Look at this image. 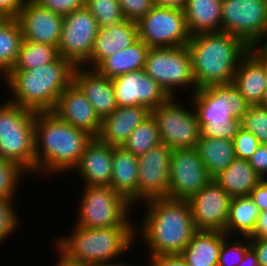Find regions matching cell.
I'll return each mask as SVG.
<instances>
[{
	"label": "cell",
	"mask_w": 267,
	"mask_h": 266,
	"mask_svg": "<svg viewBox=\"0 0 267 266\" xmlns=\"http://www.w3.org/2000/svg\"><path fill=\"white\" fill-rule=\"evenodd\" d=\"M142 203L146 209L136 237L147 246L148 258L181 254L197 231L189 202L162 197Z\"/></svg>",
	"instance_id": "obj_1"
},
{
	"label": "cell",
	"mask_w": 267,
	"mask_h": 266,
	"mask_svg": "<svg viewBox=\"0 0 267 266\" xmlns=\"http://www.w3.org/2000/svg\"><path fill=\"white\" fill-rule=\"evenodd\" d=\"M93 138L87 131L66 123L52 111L36 112L35 174L50 176L72 171Z\"/></svg>",
	"instance_id": "obj_2"
},
{
	"label": "cell",
	"mask_w": 267,
	"mask_h": 266,
	"mask_svg": "<svg viewBox=\"0 0 267 266\" xmlns=\"http://www.w3.org/2000/svg\"><path fill=\"white\" fill-rule=\"evenodd\" d=\"M75 67L59 55L31 70H10L2 78L10 90L7 100L34 112L53 111L60 94L73 82Z\"/></svg>",
	"instance_id": "obj_3"
},
{
	"label": "cell",
	"mask_w": 267,
	"mask_h": 266,
	"mask_svg": "<svg viewBox=\"0 0 267 266\" xmlns=\"http://www.w3.org/2000/svg\"><path fill=\"white\" fill-rule=\"evenodd\" d=\"M186 46L197 88L232 83L240 60L251 49L240 38L223 31L194 34Z\"/></svg>",
	"instance_id": "obj_4"
},
{
	"label": "cell",
	"mask_w": 267,
	"mask_h": 266,
	"mask_svg": "<svg viewBox=\"0 0 267 266\" xmlns=\"http://www.w3.org/2000/svg\"><path fill=\"white\" fill-rule=\"evenodd\" d=\"M201 136L233 140L251 106L232 84H213L190 93Z\"/></svg>",
	"instance_id": "obj_5"
},
{
	"label": "cell",
	"mask_w": 267,
	"mask_h": 266,
	"mask_svg": "<svg viewBox=\"0 0 267 266\" xmlns=\"http://www.w3.org/2000/svg\"><path fill=\"white\" fill-rule=\"evenodd\" d=\"M136 227L86 228L75 225L69 236L59 237L54 244L56 251L68 260L95 265L117 260L129 251L138 238Z\"/></svg>",
	"instance_id": "obj_6"
},
{
	"label": "cell",
	"mask_w": 267,
	"mask_h": 266,
	"mask_svg": "<svg viewBox=\"0 0 267 266\" xmlns=\"http://www.w3.org/2000/svg\"><path fill=\"white\" fill-rule=\"evenodd\" d=\"M36 112L9 102L0 104V156L35 174L34 120Z\"/></svg>",
	"instance_id": "obj_7"
},
{
	"label": "cell",
	"mask_w": 267,
	"mask_h": 266,
	"mask_svg": "<svg viewBox=\"0 0 267 266\" xmlns=\"http://www.w3.org/2000/svg\"><path fill=\"white\" fill-rule=\"evenodd\" d=\"M83 186L75 225L86 228L137 226L129 219L134 206L123 195L110 186Z\"/></svg>",
	"instance_id": "obj_8"
},
{
	"label": "cell",
	"mask_w": 267,
	"mask_h": 266,
	"mask_svg": "<svg viewBox=\"0 0 267 266\" xmlns=\"http://www.w3.org/2000/svg\"><path fill=\"white\" fill-rule=\"evenodd\" d=\"M144 70L170 97H179L180 89L190 88L193 93L198 89L187 46L149 48Z\"/></svg>",
	"instance_id": "obj_9"
},
{
	"label": "cell",
	"mask_w": 267,
	"mask_h": 266,
	"mask_svg": "<svg viewBox=\"0 0 267 266\" xmlns=\"http://www.w3.org/2000/svg\"><path fill=\"white\" fill-rule=\"evenodd\" d=\"M221 31L260 48L267 40V0H223Z\"/></svg>",
	"instance_id": "obj_10"
},
{
	"label": "cell",
	"mask_w": 267,
	"mask_h": 266,
	"mask_svg": "<svg viewBox=\"0 0 267 266\" xmlns=\"http://www.w3.org/2000/svg\"><path fill=\"white\" fill-rule=\"evenodd\" d=\"M177 100L179 98L170 97L151 111L157 121L161 143L172 150L196 148L201 136L197 115L191 108L192 103L187 108L184 102Z\"/></svg>",
	"instance_id": "obj_11"
},
{
	"label": "cell",
	"mask_w": 267,
	"mask_h": 266,
	"mask_svg": "<svg viewBox=\"0 0 267 266\" xmlns=\"http://www.w3.org/2000/svg\"><path fill=\"white\" fill-rule=\"evenodd\" d=\"M138 38L150 48L186 46L191 35L184 10L155 5L137 22Z\"/></svg>",
	"instance_id": "obj_12"
},
{
	"label": "cell",
	"mask_w": 267,
	"mask_h": 266,
	"mask_svg": "<svg viewBox=\"0 0 267 266\" xmlns=\"http://www.w3.org/2000/svg\"><path fill=\"white\" fill-rule=\"evenodd\" d=\"M99 26L95 17L85 7L64 16L58 53L75 66H82L90 57Z\"/></svg>",
	"instance_id": "obj_13"
},
{
	"label": "cell",
	"mask_w": 267,
	"mask_h": 266,
	"mask_svg": "<svg viewBox=\"0 0 267 266\" xmlns=\"http://www.w3.org/2000/svg\"><path fill=\"white\" fill-rule=\"evenodd\" d=\"M212 179L196 148L172 151L168 198L188 200Z\"/></svg>",
	"instance_id": "obj_14"
},
{
	"label": "cell",
	"mask_w": 267,
	"mask_h": 266,
	"mask_svg": "<svg viewBox=\"0 0 267 266\" xmlns=\"http://www.w3.org/2000/svg\"><path fill=\"white\" fill-rule=\"evenodd\" d=\"M172 149L160 143L137 157V205L153 198L168 197Z\"/></svg>",
	"instance_id": "obj_15"
},
{
	"label": "cell",
	"mask_w": 267,
	"mask_h": 266,
	"mask_svg": "<svg viewBox=\"0 0 267 266\" xmlns=\"http://www.w3.org/2000/svg\"><path fill=\"white\" fill-rule=\"evenodd\" d=\"M111 81L120 107L143 105L152 111L170 98L144 69L119 75Z\"/></svg>",
	"instance_id": "obj_16"
},
{
	"label": "cell",
	"mask_w": 267,
	"mask_h": 266,
	"mask_svg": "<svg viewBox=\"0 0 267 266\" xmlns=\"http://www.w3.org/2000/svg\"><path fill=\"white\" fill-rule=\"evenodd\" d=\"M232 197L213 179L187 201L197 230L224 232Z\"/></svg>",
	"instance_id": "obj_17"
},
{
	"label": "cell",
	"mask_w": 267,
	"mask_h": 266,
	"mask_svg": "<svg viewBox=\"0 0 267 266\" xmlns=\"http://www.w3.org/2000/svg\"><path fill=\"white\" fill-rule=\"evenodd\" d=\"M23 40L40 42L58 47L64 16L41 7L34 0H25L17 17Z\"/></svg>",
	"instance_id": "obj_18"
},
{
	"label": "cell",
	"mask_w": 267,
	"mask_h": 266,
	"mask_svg": "<svg viewBox=\"0 0 267 266\" xmlns=\"http://www.w3.org/2000/svg\"><path fill=\"white\" fill-rule=\"evenodd\" d=\"M52 112L66 123L87 131L93 137L99 134L101 119L74 82L60 94Z\"/></svg>",
	"instance_id": "obj_19"
},
{
	"label": "cell",
	"mask_w": 267,
	"mask_h": 266,
	"mask_svg": "<svg viewBox=\"0 0 267 266\" xmlns=\"http://www.w3.org/2000/svg\"><path fill=\"white\" fill-rule=\"evenodd\" d=\"M232 84L250 105H263L266 76L265 52L251 48L240 60Z\"/></svg>",
	"instance_id": "obj_20"
},
{
	"label": "cell",
	"mask_w": 267,
	"mask_h": 266,
	"mask_svg": "<svg viewBox=\"0 0 267 266\" xmlns=\"http://www.w3.org/2000/svg\"><path fill=\"white\" fill-rule=\"evenodd\" d=\"M114 146L94 137L86 146L78 164L72 169L87 186H109L112 176Z\"/></svg>",
	"instance_id": "obj_21"
},
{
	"label": "cell",
	"mask_w": 267,
	"mask_h": 266,
	"mask_svg": "<svg viewBox=\"0 0 267 266\" xmlns=\"http://www.w3.org/2000/svg\"><path fill=\"white\" fill-rule=\"evenodd\" d=\"M73 82L84 93L101 120L118 107L111 79L100 75L95 69L76 66Z\"/></svg>",
	"instance_id": "obj_22"
},
{
	"label": "cell",
	"mask_w": 267,
	"mask_h": 266,
	"mask_svg": "<svg viewBox=\"0 0 267 266\" xmlns=\"http://www.w3.org/2000/svg\"><path fill=\"white\" fill-rule=\"evenodd\" d=\"M137 39V22L124 20L107 28H99L91 55L82 67L95 69L106 57L129 47Z\"/></svg>",
	"instance_id": "obj_23"
},
{
	"label": "cell",
	"mask_w": 267,
	"mask_h": 266,
	"mask_svg": "<svg viewBox=\"0 0 267 266\" xmlns=\"http://www.w3.org/2000/svg\"><path fill=\"white\" fill-rule=\"evenodd\" d=\"M151 110L146 106H118L111 115L101 120L97 138L108 145L122 146L135 128L149 115Z\"/></svg>",
	"instance_id": "obj_24"
},
{
	"label": "cell",
	"mask_w": 267,
	"mask_h": 266,
	"mask_svg": "<svg viewBox=\"0 0 267 266\" xmlns=\"http://www.w3.org/2000/svg\"><path fill=\"white\" fill-rule=\"evenodd\" d=\"M137 170V157L122 146H114L112 176L109 186L123 195L133 206L137 205Z\"/></svg>",
	"instance_id": "obj_25"
},
{
	"label": "cell",
	"mask_w": 267,
	"mask_h": 266,
	"mask_svg": "<svg viewBox=\"0 0 267 266\" xmlns=\"http://www.w3.org/2000/svg\"><path fill=\"white\" fill-rule=\"evenodd\" d=\"M227 237L224 232L197 230L180 255L187 266H218L219 252Z\"/></svg>",
	"instance_id": "obj_26"
},
{
	"label": "cell",
	"mask_w": 267,
	"mask_h": 266,
	"mask_svg": "<svg viewBox=\"0 0 267 266\" xmlns=\"http://www.w3.org/2000/svg\"><path fill=\"white\" fill-rule=\"evenodd\" d=\"M223 0H187L184 7L186 26L192 36L198 33L219 32Z\"/></svg>",
	"instance_id": "obj_27"
},
{
	"label": "cell",
	"mask_w": 267,
	"mask_h": 266,
	"mask_svg": "<svg viewBox=\"0 0 267 266\" xmlns=\"http://www.w3.org/2000/svg\"><path fill=\"white\" fill-rule=\"evenodd\" d=\"M149 46L138 38L129 47L106 57L95 70L109 79L144 69Z\"/></svg>",
	"instance_id": "obj_28"
},
{
	"label": "cell",
	"mask_w": 267,
	"mask_h": 266,
	"mask_svg": "<svg viewBox=\"0 0 267 266\" xmlns=\"http://www.w3.org/2000/svg\"><path fill=\"white\" fill-rule=\"evenodd\" d=\"M213 180L231 197L248 196L252 189L262 180L250 166L248 160L235 158Z\"/></svg>",
	"instance_id": "obj_29"
},
{
	"label": "cell",
	"mask_w": 267,
	"mask_h": 266,
	"mask_svg": "<svg viewBox=\"0 0 267 266\" xmlns=\"http://www.w3.org/2000/svg\"><path fill=\"white\" fill-rule=\"evenodd\" d=\"M260 212V207L250 195L232 197L224 233L230 238L232 234L250 238L254 234Z\"/></svg>",
	"instance_id": "obj_30"
},
{
	"label": "cell",
	"mask_w": 267,
	"mask_h": 266,
	"mask_svg": "<svg viewBox=\"0 0 267 266\" xmlns=\"http://www.w3.org/2000/svg\"><path fill=\"white\" fill-rule=\"evenodd\" d=\"M196 149L212 178L225 170L236 158L234 143L231 139L200 137Z\"/></svg>",
	"instance_id": "obj_31"
},
{
	"label": "cell",
	"mask_w": 267,
	"mask_h": 266,
	"mask_svg": "<svg viewBox=\"0 0 267 266\" xmlns=\"http://www.w3.org/2000/svg\"><path fill=\"white\" fill-rule=\"evenodd\" d=\"M23 34L17 18H5L0 23V78L12 69L21 44Z\"/></svg>",
	"instance_id": "obj_32"
},
{
	"label": "cell",
	"mask_w": 267,
	"mask_h": 266,
	"mask_svg": "<svg viewBox=\"0 0 267 266\" xmlns=\"http://www.w3.org/2000/svg\"><path fill=\"white\" fill-rule=\"evenodd\" d=\"M58 56L56 46L23 40L11 70H31L53 62Z\"/></svg>",
	"instance_id": "obj_33"
},
{
	"label": "cell",
	"mask_w": 267,
	"mask_h": 266,
	"mask_svg": "<svg viewBox=\"0 0 267 266\" xmlns=\"http://www.w3.org/2000/svg\"><path fill=\"white\" fill-rule=\"evenodd\" d=\"M161 143L157 121L152 113L129 135L122 145L127 151L138 157Z\"/></svg>",
	"instance_id": "obj_34"
},
{
	"label": "cell",
	"mask_w": 267,
	"mask_h": 266,
	"mask_svg": "<svg viewBox=\"0 0 267 266\" xmlns=\"http://www.w3.org/2000/svg\"><path fill=\"white\" fill-rule=\"evenodd\" d=\"M98 22L107 28L125 20L118 0H85L84 5Z\"/></svg>",
	"instance_id": "obj_35"
},
{
	"label": "cell",
	"mask_w": 267,
	"mask_h": 266,
	"mask_svg": "<svg viewBox=\"0 0 267 266\" xmlns=\"http://www.w3.org/2000/svg\"><path fill=\"white\" fill-rule=\"evenodd\" d=\"M25 173L29 175V172L18 163L0 156V197L15 198L20 180L23 178L21 176L26 175Z\"/></svg>",
	"instance_id": "obj_36"
},
{
	"label": "cell",
	"mask_w": 267,
	"mask_h": 266,
	"mask_svg": "<svg viewBox=\"0 0 267 266\" xmlns=\"http://www.w3.org/2000/svg\"><path fill=\"white\" fill-rule=\"evenodd\" d=\"M241 127L250 131L260 144H267V106L251 105L241 119Z\"/></svg>",
	"instance_id": "obj_37"
},
{
	"label": "cell",
	"mask_w": 267,
	"mask_h": 266,
	"mask_svg": "<svg viewBox=\"0 0 267 266\" xmlns=\"http://www.w3.org/2000/svg\"><path fill=\"white\" fill-rule=\"evenodd\" d=\"M233 238L235 239L233 241L231 239L232 243L228 237L223 241L219 252L218 266H238L243 259L245 251L250 247L248 237H243V239H240L241 237Z\"/></svg>",
	"instance_id": "obj_38"
},
{
	"label": "cell",
	"mask_w": 267,
	"mask_h": 266,
	"mask_svg": "<svg viewBox=\"0 0 267 266\" xmlns=\"http://www.w3.org/2000/svg\"><path fill=\"white\" fill-rule=\"evenodd\" d=\"M14 200V198L0 197V243L6 241L9 235L20 228L19 215L13 204Z\"/></svg>",
	"instance_id": "obj_39"
},
{
	"label": "cell",
	"mask_w": 267,
	"mask_h": 266,
	"mask_svg": "<svg viewBox=\"0 0 267 266\" xmlns=\"http://www.w3.org/2000/svg\"><path fill=\"white\" fill-rule=\"evenodd\" d=\"M233 143L236 158L243 160H249L260 145L259 140L243 127L234 136Z\"/></svg>",
	"instance_id": "obj_40"
},
{
	"label": "cell",
	"mask_w": 267,
	"mask_h": 266,
	"mask_svg": "<svg viewBox=\"0 0 267 266\" xmlns=\"http://www.w3.org/2000/svg\"><path fill=\"white\" fill-rule=\"evenodd\" d=\"M125 20L138 22L154 6V0H118Z\"/></svg>",
	"instance_id": "obj_41"
},
{
	"label": "cell",
	"mask_w": 267,
	"mask_h": 266,
	"mask_svg": "<svg viewBox=\"0 0 267 266\" xmlns=\"http://www.w3.org/2000/svg\"><path fill=\"white\" fill-rule=\"evenodd\" d=\"M41 7L60 15H68L85 5V0H34Z\"/></svg>",
	"instance_id": "obj_42"
},
{
	"label": "cell",
	"mask_w": 267,
	"mask_h": 266,
	"mask_svg": "<svg viewBox=\"0 0 267 266\" xmlns=\"http://www.w3.org/2000/svg\"><path fill=\"white\" fill-rule=\"evenodd\" d=\"M248 163L263 179L267 174V144H260Z\"/></svg>",
	"instance_id": "obj_43"
},
{
	"label": "cell",
	"mask_w": 267,
	"mask_h": 266,
	"mask_svg": "<svg viewBox=\"0 0 267 266\" xmlns=\"http://www.w3.org/2000/svg\"><path fill=\"white\" fill-rule=\"evenodd\" d=\"M148 263V266H187L180 254L153 256L149 258Z\"/></svg>",
	"instance_id": "obj_44"
},
{
	"label": "cell",
	"mask_w": 267,
	"mask_h": 266,
	"mask_svg": "<svg viewBox=\"0 0 267 266\" xmlns=\"http://www.w3.org/2000/svg\"><path fill=\"white\" fill-rule=\"evenodd\" d=\"M25 0H0V15L4 18H17Z\"/></svg>",
	"instance_id": "obj_45"
},
{
	"label": "cell",
	"mask_w": 267,
	"mask_h": 266,
	"mask_svg": "<svg viewBox=\"0 0 267 266\" xmlns=\"http://www.w3.org/2000/svg\"><path fill=\"white\" fill-rule=\"evenodd\" d=\"M249 243L256 252L259 266H267V239L262 237H250Z\"/></svg>",
	"instance_id": "obj_46"
},
{
	"label": "cell",
	"mask_w": 267,
	"mask_h": 266,
	"mask_svg": "<svg viewBox=\"0 0 267 266\" xmlns=\"http://www.w3.org/2000/svg\"><path fill=\"white\" fill-rule=\"evenodd\" d=\"M250 196L261 212L267 210V183L263 179L252 189Z\"/></svg>",
	"instance_id": "obj_47"
},
{
	"label": "cell",
	"mask_w": 267,
	"mask_h": 266,
	"mask_svg": "<svg viewBox=\"0 0 267 266\" xmlns=\"http://www.w3.org/2000/svg\"><path fill=\"white\" fill-rule=\"evenodd\" d=\"M251 237L267 239V210L260 212L254 234Z\"/></svg>",
	"instance_id": "obj_48"
},
{
	"label": "cell",
	"mask_w": 267,
	"mask_h": 266,
	"mask_svg": "<svg viewBox=\"0 0 267 266\" xmlns=\"http://www.w3.org/2000/svg\"><path fill=\"white\" fill-rule=\"evenodd\" d=\"M238 266H259L256 252L251 246L245 251L243 259Z\"/></svg>",
	"instance_id": "obj_49"
},
{
	"label": "cell",
	"mask_w": 267,
	"mask_h": 266,
	"mask_svg": "<svg viewBox=\"0 0 267 266\" xmlns=\"http://www.w3.org/2000/svg\"><path fill=\"white\" fill-rule=\"evenodd\" d=\"M187 0H154L155 5L184 9Z\"/></svg>",
	"instance_id": "obj_50"
},
{
	"label": "cell",
	"mask_w": 267,
	"mask_h": 266,
	"mask_svg": "<svg viewBox=\"0 0 267 266\" xmlns=\"http://www.w3.org/2000/svg\"><path fill=\"white\" fill-rule=\"evenodd\" d=\"M57 253L59 254V259H58V263L56 266H95L93 264L72 262L68 260L67 258H65L59 251Z\"/></svg>",
	"instance_id": "obj_51"
},
{
	"label": "cell",
	"mask_w": 267,
	"mask_h": 266,
	"mask_svg": "<svg viewBox=\"0 0 267 266\" xmlns=\"http://www.w3.org/2000/svg\"><path fill=\"white\" fill-rule=\"evenodd\" d=\"M95 266H134V265L133 264L130 265V263L127 264L126 262H122V261L116 263L113 260H109L106 262L95 264Z\"/></svg>",
	"instance_id": "obj_52"
},
{
	"label": "cell",
	"mask_w": 267,
	"mask_h": 266,
	"mask_svg": "<svg viewBox=\"0 0 267 266\" xmlns=\"http://www.w3.org/2000/svg\"><path fill=\"white\" fill-rule=\"evenodd\" d=\"M265 76H266V89H265L263 105L267 106V54L266 53H265Z\"/></svg>",
	"instance_id": "obj_53"
},
{
	"label": "cell",
	"mask_w": 267,
	"mask_h": 266,
	"mask_svg": "<svg viewBox=\"0 0 267 266\" xmlns=\"http://www.w3.org/2000/svg\"><path fill=\"white\" fill-rule=\"evenodd\" d=\"M262 51H264L267 54V40L266 42L260 47Z\"/></svg>",
	"instance_id": "obj_54"
},
{
	"label": "cell",
	"mask_w": 267,
	"mask_h": 266,
	"mask_svg": "<svg viewBox=\"0 0 267 266\" xmlns=\"http://www.w3.org/2000/svg\"><path fill=\"white\" fill-rule=\"evenodd\" d=\"M5 18L2 16V15H0V23L4 20Z\"/></svg>",
	"instance_id": "obj_55"
},
{
	"label": "cell",
	"mask_w": 267,
	"mask_h": 266,
	"mask_svg": "<svg viewBox=\"0 0 267 266\" xmlns=\"http://www.w3.org/2000/svg\"><path fill=\"white\" fill-rule=\"evenodd\" d=\"M263 180L267 183V174L264 176Z\"/></svg>",
	"instance_id": "obj_56"
}]
</instances>
